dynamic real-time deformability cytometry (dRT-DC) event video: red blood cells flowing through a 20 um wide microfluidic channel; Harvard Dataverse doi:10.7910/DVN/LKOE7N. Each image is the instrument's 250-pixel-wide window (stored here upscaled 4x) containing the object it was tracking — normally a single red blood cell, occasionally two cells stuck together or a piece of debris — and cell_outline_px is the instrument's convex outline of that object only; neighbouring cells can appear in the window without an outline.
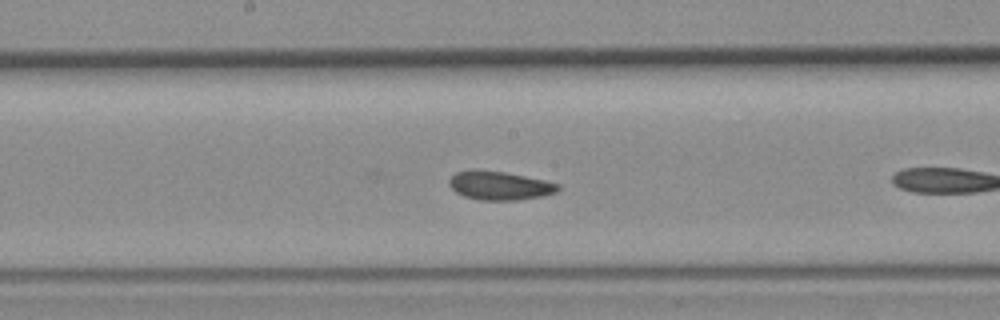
{"species": "common noctule bat (a hibernating species)", "species_latin": "Nyctalus noctula", "temperature_condition": "room temperature", "stored_images_in_passage": 21, "camera_frame_rate_fps": 3000, "um_per_image_px": 0.085, "animal": {"sex": "female", "body_mass_g": 19.3, "forearm_length_mm": 54.1}, "frame": {"image": 1, "passage_image": 12, "time_ms": 3.667, "image_size_px": [1000, 320], "cell_outline_px": [[560, 188], [556, 192], [544, 196], [520, 200], [480, 200], [464, 196], [456, 192], [448, 184], [448, 180], [456, 172], [472, 168], [504, 172], [544, 180], [560, 184]], "centroid_in_image_um": [42.45, 15.77], "position_along_channel_um": 205.7, "area_um2": 18.38}}